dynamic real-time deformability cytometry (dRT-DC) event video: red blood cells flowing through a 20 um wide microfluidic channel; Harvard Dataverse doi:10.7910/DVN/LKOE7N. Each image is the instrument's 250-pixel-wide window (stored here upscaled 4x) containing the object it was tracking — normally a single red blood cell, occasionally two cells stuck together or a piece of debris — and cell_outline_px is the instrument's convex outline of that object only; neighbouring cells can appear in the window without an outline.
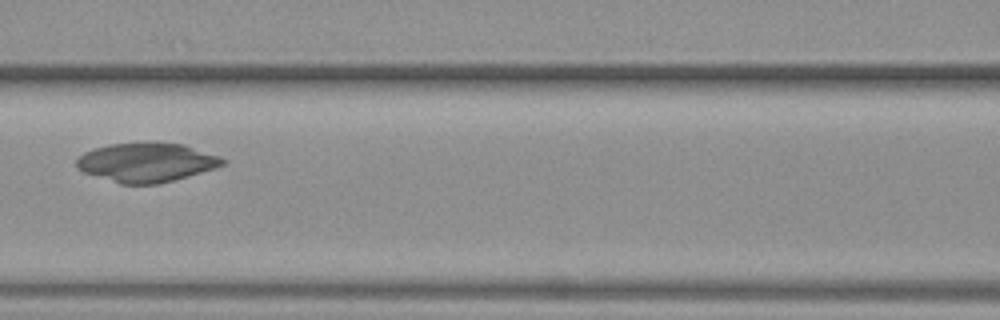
{"species": "common noctule bat (a hibernating species)", "species_latin": "Nyctalus noctula", "temperature_condition": "warm", "stored_images_in_passage": 7, "camera_frame_rate_fps": 3000, "um_per_image_px": 0.085, "animal": {"sex": "female", "body_mass_g": 19.3, "forearm_length_mm": 54.1}, "frame": {"image": 1, "passage_image": 7, "time_ms": 2.0, "image_size_px": [1000, 320], "cell_outline_px": [[228, 164], [216, 168], [188, 176], [156, 184], [120, 184], [84, 172], [76, 168], [76, 160], [84, 152], [92, 148], [108, 144], [184, 144], [220, 156], [228, 160]], "centroid_in_image_um": [12.47, 13.82], "position_along_channel_um": 154.1, "area_um2": 33.0}}